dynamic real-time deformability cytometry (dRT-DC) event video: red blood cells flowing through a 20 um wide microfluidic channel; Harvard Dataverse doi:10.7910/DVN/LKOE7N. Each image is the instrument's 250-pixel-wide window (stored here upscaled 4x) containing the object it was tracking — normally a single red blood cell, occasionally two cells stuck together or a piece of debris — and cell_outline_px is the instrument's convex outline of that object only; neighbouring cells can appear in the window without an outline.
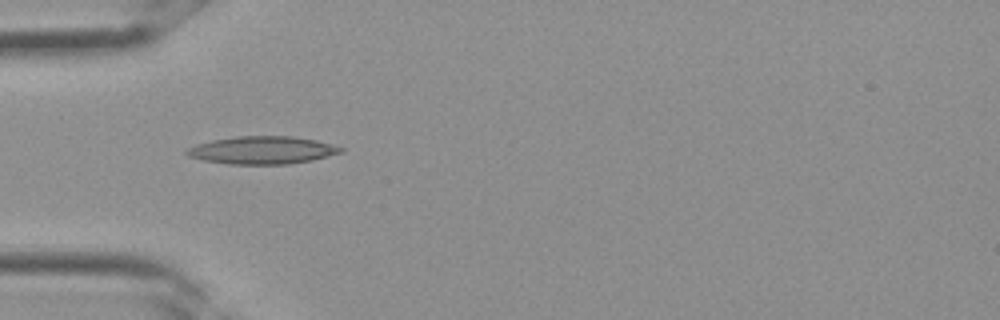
{"species": "Egyptian fruit bat (a non-hibernating species)", "species_latin": "Rousettus aegyptiacus", "temperature_condition": "room temperature", "stored_images_in_passage": 4, "camera_frame_rate_fps": 3000, "um_per_image_px": 0.085, "frame": {"image": 1, "passage_image": 3, "time_ms": 0.667, "image_size_px": [1000, 320], "cell_outline_px": [[344, 152], [312, 160], [288, 164], [228, 164], [204, 160], [188, 156], [184, 152], [188, 148], [196, 144], [212, 140], [236, 136], [292, 136], [316, 140], [332, 144], [344, 148]], "centroid_in_image_um": [22.3, 12.76], "position_along_channel_um": 62.7, "area_um2": 24.91}}
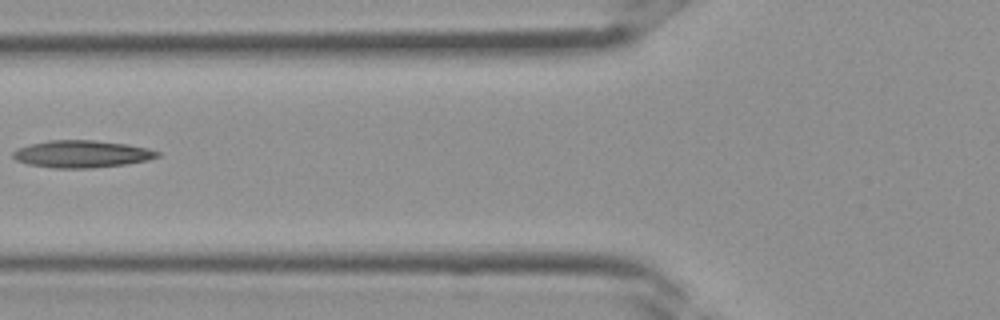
{"frame": {"image": 2, "passage_image": 4, "time_ms": 1.0, "image_size_px": [1000, 320], "cell_outline_px": [[160, 156], [148, 160], [128, 164], [92, 168], [52, 168], [28, 164], [16, 160], [12, 156], [12, 152], [16, 148], [48, 140], [92, 140], [124, 144], [148, 148], [160, 152]], "centroid_in_image_um": [6.94, 13.1], "position_along_channel_um": 118.9, "area_um2": 22.95}}